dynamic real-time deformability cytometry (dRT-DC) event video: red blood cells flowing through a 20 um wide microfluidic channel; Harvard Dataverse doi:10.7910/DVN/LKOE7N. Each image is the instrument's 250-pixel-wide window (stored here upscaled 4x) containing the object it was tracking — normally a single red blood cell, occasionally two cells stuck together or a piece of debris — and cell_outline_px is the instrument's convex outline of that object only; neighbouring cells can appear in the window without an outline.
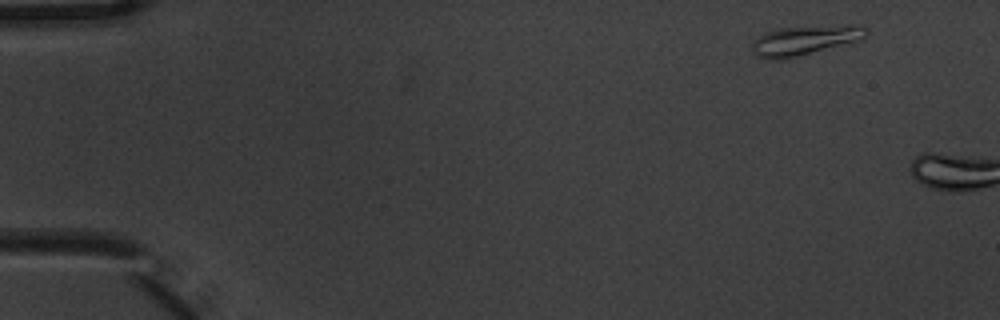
{"species": "common noctule bat (a hibernating species)", "species_latin": "Nyctalus noctula", "temperature_condition": "warm", "stored_images_in_passage": 2, "camera_frame_rate_fps": 3000, "um_per_image_px": 0.085, "animal": {"sex": "male", "body_mass_g": 20.1, "forearm_length_mm": 53.5}, "frame": {"image": 1, "passage_image": 1, "time_ms": 0.0, "image_size_px": [1000, 320], "cell_outline_px": [[868, 32], [864, 40], [788, 60], [768, 60], [756, 56], [752, 52], [752, 40], [764, 32], [780, 28], [848, 24], [860, 24], [868, 28]], "centroid_in_image_um": [68.46, 3.44], "position_along_channel_um": 16.5, "area_um2": 20.81}}